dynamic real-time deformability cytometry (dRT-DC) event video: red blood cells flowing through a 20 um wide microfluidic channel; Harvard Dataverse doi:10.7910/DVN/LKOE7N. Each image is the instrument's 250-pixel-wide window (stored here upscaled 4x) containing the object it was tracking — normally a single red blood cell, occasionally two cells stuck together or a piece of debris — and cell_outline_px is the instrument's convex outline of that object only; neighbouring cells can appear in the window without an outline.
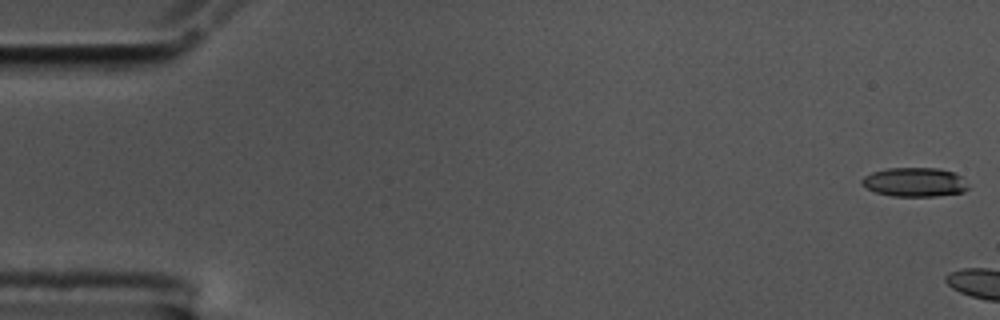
{"species": "common noctule bat (a hibernating species)", "species_latin": "Nyctalus noctula", "temperature_condition": "cold", "stored_images_in_passage": 5, "camera_frame_rate_fps": 3000, "um_per_image_px": 0.085, "animal": {"sex": "male", "body_mass_g": 17.5, "forearm_length_mm": 52.3}, "frame": {"image": 1, "passage_image": 1, "time_ms": 0.0, "image_size_px": [1000, 320], "cell_outline_px": [[968, 188], [964, 192], [936, 196], [892, 196], [876, 192], [860, 184], [860, 180], [864, 176], [872, 172], [888, 168], [940, 168], [952, 172], [960, 176]], "centroid_in_image_um": [77.71, 15.48], "position_along_channel_um": 7.3, "area_um2": 17.92}}